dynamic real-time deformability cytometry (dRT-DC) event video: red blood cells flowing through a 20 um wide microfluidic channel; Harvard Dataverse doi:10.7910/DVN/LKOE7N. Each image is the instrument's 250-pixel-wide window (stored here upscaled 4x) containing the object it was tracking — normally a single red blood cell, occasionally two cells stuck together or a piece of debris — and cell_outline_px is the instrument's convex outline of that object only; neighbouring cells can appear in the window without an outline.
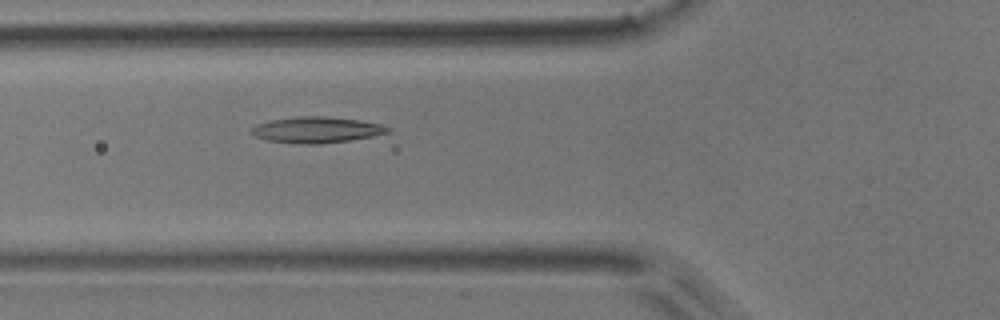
{"species": "common noctule bat (a hibernating species)", "species_latin": "Nyctalus noctula", "temperature_condition": "room temperature", "stored_images_in_passage": 5, "camera_frame_rate_fps": 3000, "um_per_image_px": 0.085, "animal": {"sex": "male", "body_mass_g": 17.9}, "frame": {"image": 1, "passage_image": 5, "time_ms": 1.333, "image_size_px": [1000, 320], "cell_outline_px": [[392, 132], [372, 136], [348, 140], [320, 144], [292, 144], [268, 140], [256, 136], [248, 132], [248, 128], [256, 124], [268, 120], [296, 116], [324, 116], [360, 120], [380, 124], [392, 128]], "centroid_in_image_um": [26.86, 11.03], "position_along_channel_um": 98.9, "area_um2": 21.04}}